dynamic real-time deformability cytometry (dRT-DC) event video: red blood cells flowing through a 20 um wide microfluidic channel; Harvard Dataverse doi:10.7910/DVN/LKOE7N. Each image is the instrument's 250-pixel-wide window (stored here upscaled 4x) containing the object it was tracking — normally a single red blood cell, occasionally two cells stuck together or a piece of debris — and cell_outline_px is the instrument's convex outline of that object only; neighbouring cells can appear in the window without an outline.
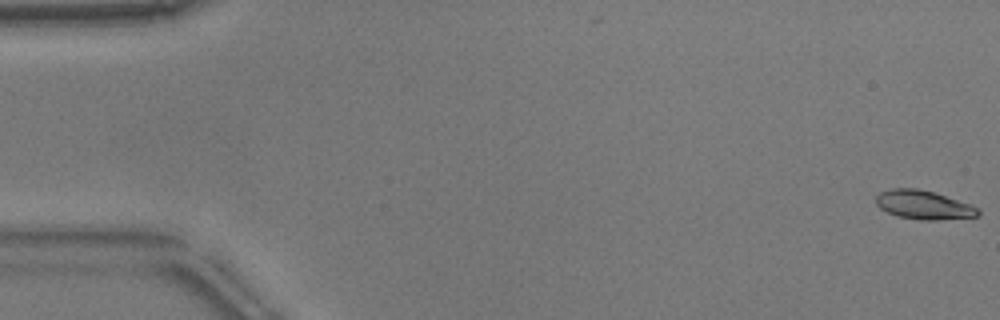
{"species": "common noctule bat (a hibernating species)", "species_latin": "Nyctalus noctula", "temperature_condition": "warm", "stored_images_in_passage": 54, "camera_frame_rate_fps": 3000, "um_per_image_px": 0.085, "animal": {"sex": "male", "body_mass_g": 17.9}, "frame": {"image": 1, "passage_image": 1, "time_ms": 0.0, "image_size_px": [1000, 320], "cell_outline_px": [[980, 216], [940, 220], [920, 220], [900, 216], [888, 212], [880, 208], [876, 204], [876, 196], [880, 192], [892, 188], [916, 188], [932, 192], [980, 208]], "centroid_in_image_um": [78.51, 17.42], "position_along_channel_um": 6.5, "area_um2": 16.94}}
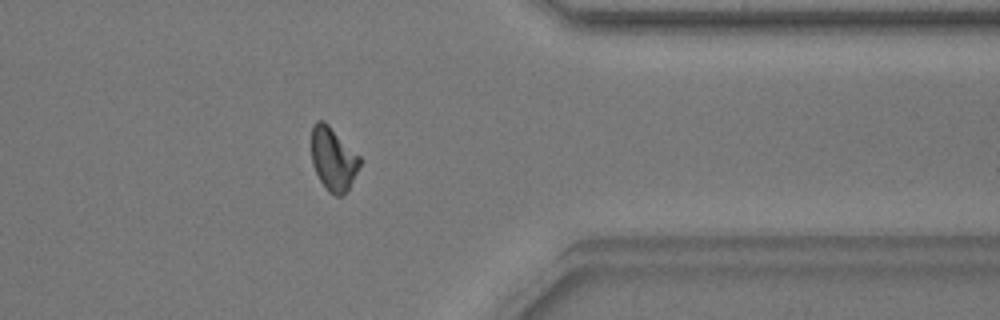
{"frame": {"image": 2, "passage_image": 43, "time_ms": 14.0, "image_size_px": [1000, 320], "cell_outline_px": [[360, 164], [348, 188], [340, 196], [336, 196], [328, 192], [320, 180], [312, 164], [312, 124], [316, 120], [324, 120], [360, 156]], "centroid_in_image_um": [28.3, 13.48], "position_along_channel_um": 383.1, "area_um2": 17.57}}
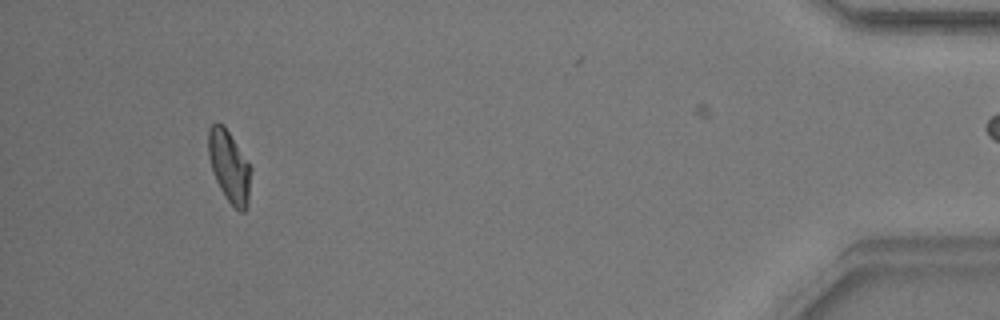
{"frame": {"image": 3, "passage_image": 50, "time_ms": 16.333, "image_size_px": [1000, 320], "cell_outline_px": [[252, 168], [248, 204], [244, 212], [240, 212], [224, 196], [216, 180], [208, 156], [208, 128], [216, 120], [224, 124]], "centroid_in_image_um": [19.49, 14.11], "position_along_channel_um": 415.7, "area_um2": 17.92}, "authors_computed_cell_mechanics": {"area_um2": 17.7157, "velocity_mm_per_s": 3.8145, "shape_relaxation_time_tau1_ms": 4.8405, "shape_relaxation_time_tau2_ms": 2.3055, "deformation_change_tau1": 0.1619, "deformation_change_tau2": 0.0812}}